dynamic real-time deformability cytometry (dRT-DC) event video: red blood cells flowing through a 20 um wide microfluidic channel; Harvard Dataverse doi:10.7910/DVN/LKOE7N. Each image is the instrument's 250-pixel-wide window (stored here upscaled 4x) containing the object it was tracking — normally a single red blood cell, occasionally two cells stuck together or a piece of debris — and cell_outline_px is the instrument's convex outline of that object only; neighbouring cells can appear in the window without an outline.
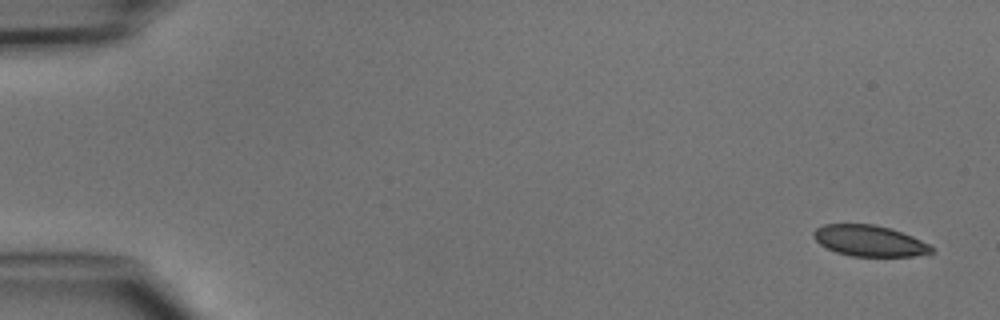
{"species": "common noctule bat (a hibernating species)", "species_latin": "Nyctalus noctula", "temperature_condition": "cold", "stored_images_in_passage": 4, "camera_frame_rate_fps": 3000, "um_per_image_px": 0.085, "animal": {"sex": "male", "body_mass_g": 15.6}, "frame": {"image": 1, "passage_image": 1, "time_ms": 0.0, "image_size_px": [1000, 320], "cell_outline_px": [[936, 252], [912, 256], [852, 256], [836, 252], [820, 244], [812, 236], [812, 232], [816, 228], [824, 224], [876, 224], [892, 228], [912, 236], [928, 244]], "centroid_in_image_um": [73.89, 20.46], "position_along_channel_um": 11.1, "area_um2": 21.33}}